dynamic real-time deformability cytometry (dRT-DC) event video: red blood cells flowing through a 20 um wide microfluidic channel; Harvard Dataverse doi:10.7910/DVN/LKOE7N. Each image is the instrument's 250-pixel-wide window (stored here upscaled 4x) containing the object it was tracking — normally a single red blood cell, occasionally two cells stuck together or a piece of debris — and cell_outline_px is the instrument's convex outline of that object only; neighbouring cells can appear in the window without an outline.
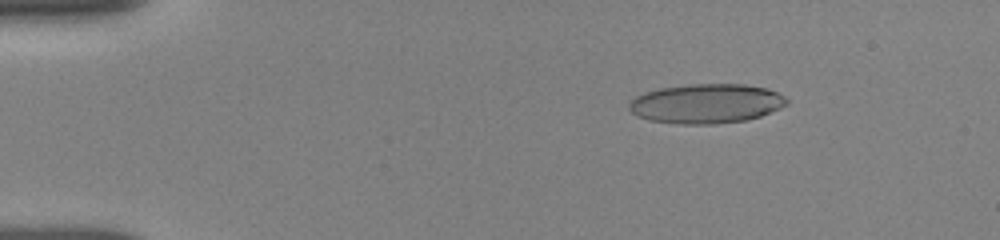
{"species": "human", "species_latin": "Homo sapiens", "temperature_condition": "room temperature", "stored_images_in_passage": 18, "camera_frame_rate_fps": 3000, "um_per_image_px": 0.085, "donor": {"sex": "female"}, "frame": {"image": 1, "passage_image": 4, "time_ms": 1.667, "image_size_px": [1000, 240], "cell_outline_px": [[788, 104], [780, 108], [760, 116], [748, 120], [712, 124], [680, 124], [648, 120], [636, 116], [628, 108], [628, 100], [644, 92], [660, 88], [688, 84], [744, 84], [764, 88], [776, 92], [784, 96], [788, 100]], "centroid_in_image_um": [59.99, 8.81], "position_along_channel_um": 25.0, "area_um2": 36.47}}
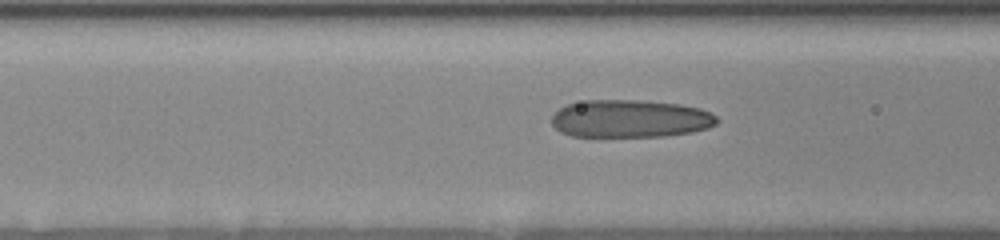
{"frame": {"image": 2, "passage_image": 14, "time_ms": 6.0, "image_size_px": [1000, 240], "cell_outline_px": [[720, 120], [716, 124], [708, 128], [692, 132], [664, 136], [572, 136], [560, 132], [552, 124], [552, 116], [560, 108], [568, 104], [584, 100], [640, 100], [680, 104], [700, 108], [716, 116]], "centroid_in_image_um": [53.58, 10.08], "position_along_channel_um": 113.0, "area_um2": 36.36}}
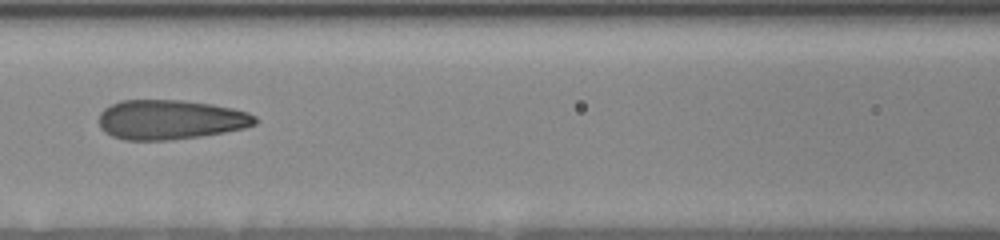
{"frame": {"image": 3, "passage_image": 16, "time_ms": 7.0, "image_size_px": [1000, 240], "cell_outline_px": [[260, 120], [256, 124], [244, 128], [224, 132], [200, 136], [168, 140], [124, 140], [112, 136], [100, 128], [100, 112], [104, 108], [112, 104], [124, 100], [180, 100], [212, 104], [232, 108], [248, 112], [256, 116]], "centroid_in_image_um": [14.5, 10.17], "position_along_channel_um": 152.1, "area_um2": 36.07}}